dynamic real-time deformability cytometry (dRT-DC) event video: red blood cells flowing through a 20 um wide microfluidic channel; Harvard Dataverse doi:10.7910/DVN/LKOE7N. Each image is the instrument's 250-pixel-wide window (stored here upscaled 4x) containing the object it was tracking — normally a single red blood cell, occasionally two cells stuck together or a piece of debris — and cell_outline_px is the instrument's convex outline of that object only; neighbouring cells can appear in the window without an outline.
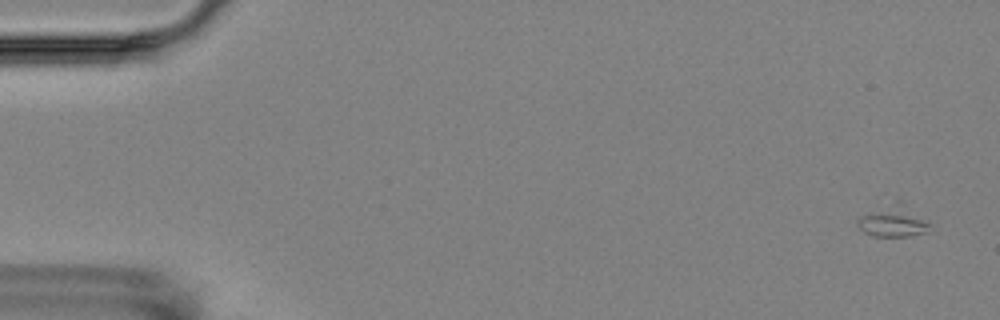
{"species": "Egyptian fruit bat (a non-hibernating species)", "species_latin": "Rousettus aegyptiacus", "temperature_condition": "room temperature", "stored_images_in_passage": 6, "camera_frame_rate_fps": 3000, "um_per_image_px": 0.085, "animal": {"sex": "female"}, "frame": {"image": 1, "passage_image": 1, "time_ms": 0.0, "image_size_px": [1000, 320], "cell_outline_px": [[932, 224], [924, 232], [908, 236], [872, 236], [864, 232], [856, 224], [856, 220], [860, 216], [896, 200], [900, 200]], "centroid_in_image_um": [75.9, 18.79], "position_along_channel_um": 9.1, "area_um2": 13.12}}